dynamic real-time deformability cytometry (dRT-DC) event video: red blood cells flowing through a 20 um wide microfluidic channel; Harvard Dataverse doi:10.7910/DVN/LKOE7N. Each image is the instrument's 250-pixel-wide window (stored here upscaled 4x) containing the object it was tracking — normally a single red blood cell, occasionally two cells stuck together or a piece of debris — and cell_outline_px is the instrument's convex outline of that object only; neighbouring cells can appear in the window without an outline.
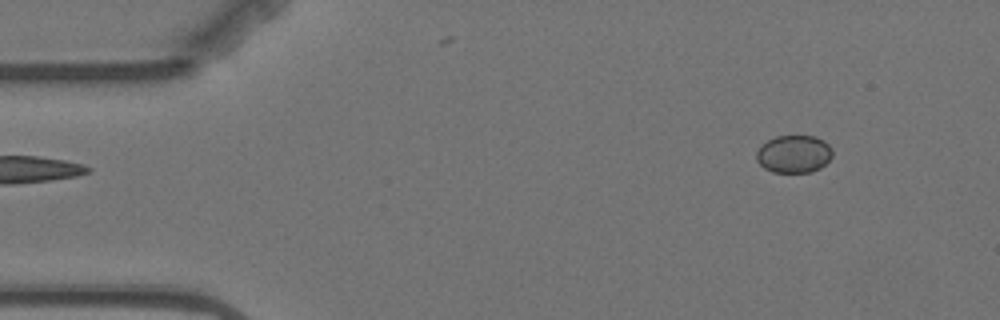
{"species": "Egyptian fruit bat (a non-hibernating species)", "species_latin": "Rousettus aegyptiacus", "temperature_condition": "warm", "stored_images_in_passage": 4, "segment_of_instrument_passage": [2, 2], "camera_frame_rate_fps": 3000, "um_per_image_px": 0.085, "animal": {"sex": "female"}, "frame": {"image": 1, "passage_image": 4, "time_ms": 3.333, "image_size_px": [1000, 320], "cell_outline_px": [[832, 156], [820, 168], [812, 172], [772, 172], [764, 168], [756, 160], [756, 152], [768, 140], [776, 136], [816, 136], [824, 140], [832, 148]], "centroid_in_image_um": [67.49, 13.09], "position_along_channel_um": 17.5, "area_um2": 16.65}}